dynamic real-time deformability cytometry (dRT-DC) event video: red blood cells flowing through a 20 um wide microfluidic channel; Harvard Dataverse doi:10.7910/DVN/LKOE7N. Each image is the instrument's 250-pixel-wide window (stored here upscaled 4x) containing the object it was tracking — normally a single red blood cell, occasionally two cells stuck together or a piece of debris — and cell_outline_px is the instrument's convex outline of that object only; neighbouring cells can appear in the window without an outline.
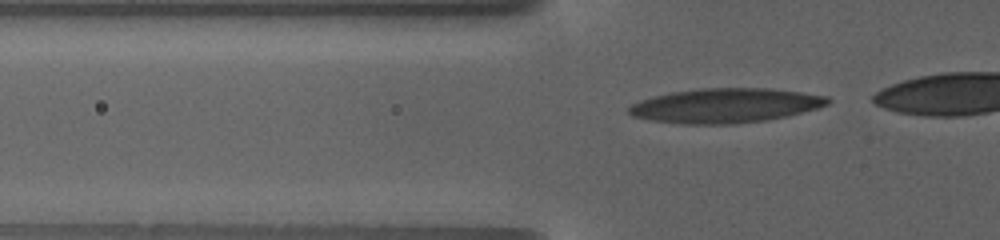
{"species": "human", "species_latin": "Homo sapiens", "temperature_condition": "warm", "stored_images_in_passage": 34, "camera_frame_rate_fps": 3000, "um_per_image_px": 0.085, "donor": {"sex": "female"}, "frame": {"image": 1, "passage_image": 4, "time_ms": 1.0, "image_size_px": [1000, 240], "cell_outline_px": [[832, 100], [828, 104], [816, 108], [784, 116], [764, 120], [732, 124], [680, 124], [648, 120], [632, 116], [628, 112], [628, 108], [632, 104], [640, 100], [672, 92], [700, 88], [772, 88], [828, 96]], "centroid_in_image_um": [61.62, 8.97], "position_along_channel_um": 64.2, "area_um2": 39.82}}
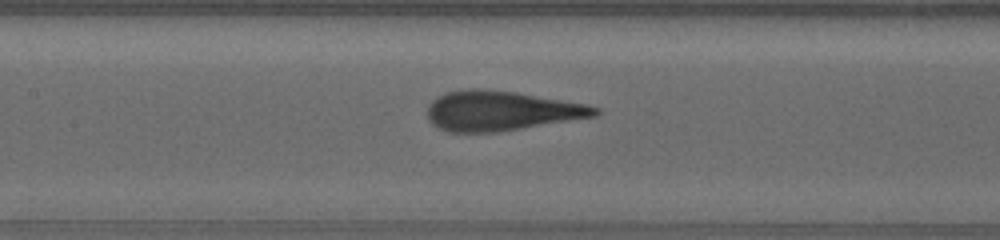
{"frame": {"image": 2, "passage_image": 15, "time_ms": 4.667, "image_size_px": [1000, 240], "cell_outline_px": [[600, 112], [596, 116], [496, 132], [448, 132], [432, 124], [428, 120], [428, 104], [432, 100], [448, 92], [468, 88], [476, 88], [516, 92], [588, 104], [600, 108]], "centroid_in_image_um": [42.59, 9.41], "position_along_channel_um": 164.8, "area_um2": 38.67}}
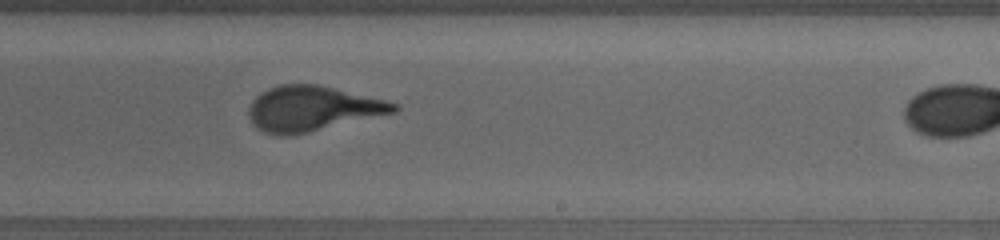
{"frame": {"image": 3, "passage_image": 24, "time_ms": 8.0, "image_size_px": [1000, 240], "cell_outline_px": [[400, 108], [396, 112], [292, 136], [280, 136], [264, 132], [252, 124], [248, 116], [248, 108], [252, 100], [256, 96], [268, 88], [280, 84], [316, 84], [384, 100], [400, 104]], "centroid_in_image_um": [26.51, 9.24], "position_along_channel_um": 262.5, "area_um2": 38.09}}